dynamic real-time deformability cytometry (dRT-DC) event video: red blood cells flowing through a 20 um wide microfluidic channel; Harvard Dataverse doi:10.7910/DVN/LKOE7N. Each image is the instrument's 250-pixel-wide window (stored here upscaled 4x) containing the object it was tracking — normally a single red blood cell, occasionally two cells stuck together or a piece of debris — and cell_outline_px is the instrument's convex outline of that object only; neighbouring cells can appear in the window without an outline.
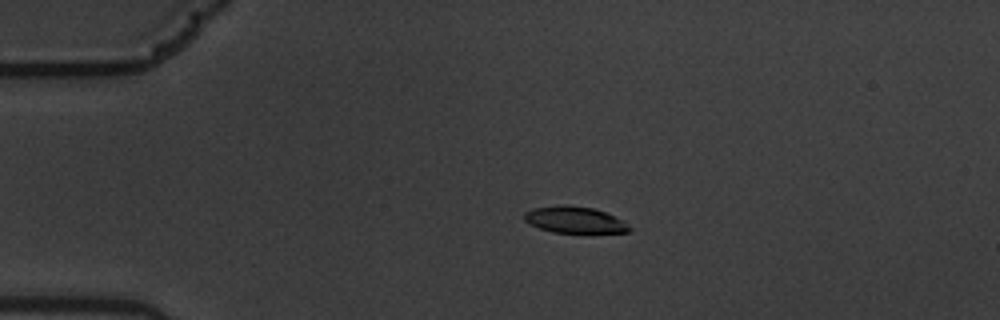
{"species": "common noctule bat (a hibernating species)", "species_latin": "Nyctalus noctula", "temperature_condition": "warm", "stored_images_in_passage": 46, "camera_frame_rate_fps": 3000, "um_per_image_px": 0.085, "animal": {"sex": "male", "body_mass_g": 19.5, "forearm_length_mm": 54.6}, "frame": {"image": 1, "passage_image": 1, "time_ms": 0.0, "image_size_px": [1000, 320], "cell_outline_px": [[632, 232], [588, 236], [552, 232], [528, 224], [524, 220], [524, 212], [532, 208], [560, 204], [568, 204], [592, 208], [604, 212], [624, 220], [632, 228]], "centroid_in_image_um": [48.92, 18.74], "position_along_channel_um": 36.1, "area_um2": 17.51}}
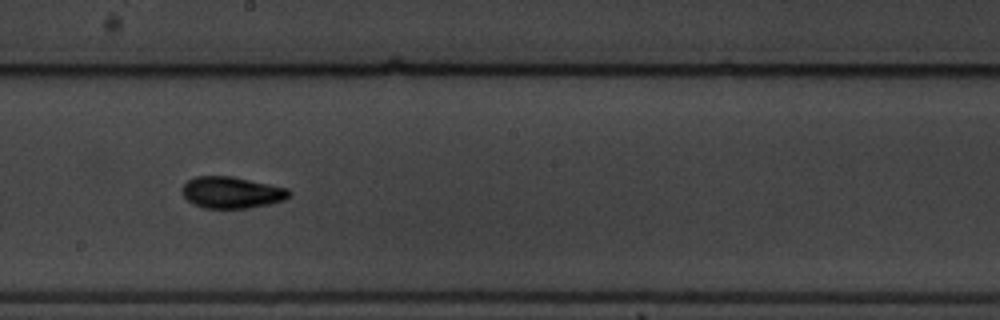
{"frame": {"image": 2, "passage_image": 21, "time_ms": 6.667, "image_size_px": [1000, 320], "cell_outline_px": [[292, 192], [284, 200], [268, 204], [248, 208], [204, 208], [188, 200], [184, 196], [180, 188], [188, 180], [196, 176], [232, 176], [288, 188]], "centroid_in_image_um": [19.69, 16.35], "position_along_channel_um": 228.5, "area_um2": 19.59}}
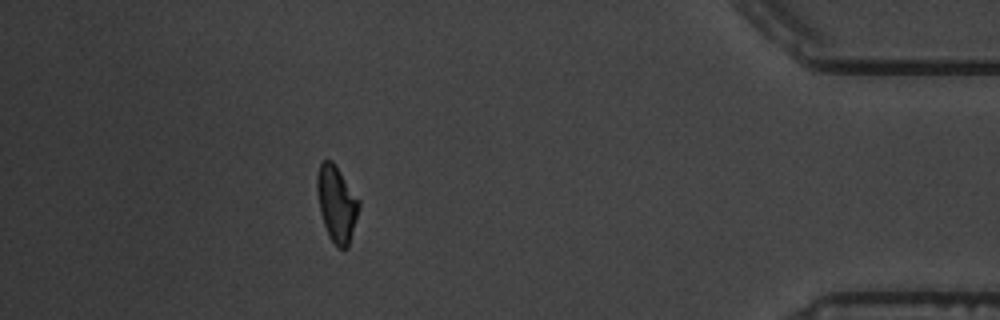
{"frame": {"image": 3, "passage_image": 40, "time_ms": 13.0, "image_size_px": [1000, 320], "cell_outline_px": [[360, 208], [348, 248], [336, 248], [328, 236], [320, 212], [316, 188], [316, 176], [320, 164], [324, 160], [332, 160], [336, 164], [360, 200]], "centroid_in_image_um": [28.62, 17.32], "position_along_channel_um": 406.6, "area_um2": 18.9}, "authors_computed_cell_mechanics": {"area_um2": 18.785, "velocity_mm_per_s": 3.5276, "shape_relaxation_time_tau1_ms": 4.2653, "shape_relaxation_time_tau2_ms": 2.4407, "deformation_change_tau1": 0.1698, "deformation_change_tau2": 0.0825}}